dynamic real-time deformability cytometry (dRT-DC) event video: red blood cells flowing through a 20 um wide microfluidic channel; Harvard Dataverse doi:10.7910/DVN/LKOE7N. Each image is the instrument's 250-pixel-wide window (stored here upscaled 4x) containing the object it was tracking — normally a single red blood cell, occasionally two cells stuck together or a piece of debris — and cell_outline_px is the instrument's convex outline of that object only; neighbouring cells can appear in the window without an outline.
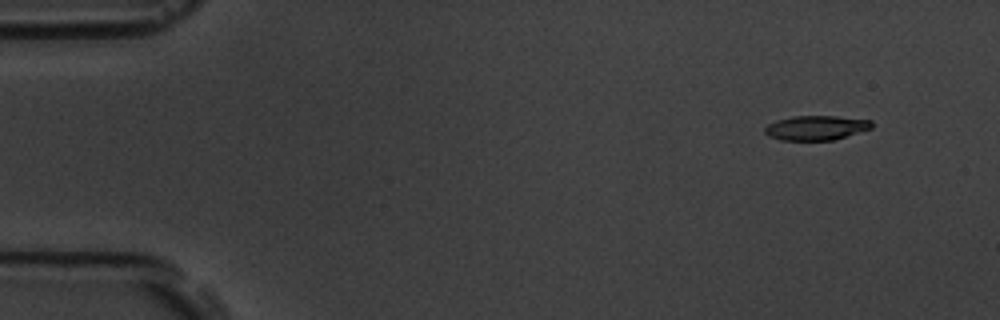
{"species": "common noctule bat (a hibernating species)", "species_latin": "Nyctalus noctula", "temperature_condition": "room temperature", "stored_images_in_passage": 4, "camera_frame_rate_fps": 3000, "um_per_image_px": 0.085, "animal": {"sex": "male", "body_mass_g": 19.5, "forearm_length_mm": 54.6}, "frame": {"image": 1, "passage_image": 1, "time_ms": 0.0, "image_size_px": [1000, 320], "cell_outline_px": [[872, 128], [832, 140], [780, 140], [768, 136], [764, 132], [764, 128], [768, 124], [776, 120], [792, 116], [836, 116], [872, 120]], "centroid_in_image_um": [69.33, 10.86], "position_along_channel_um": 15.7, "area_um2": 15.26}}
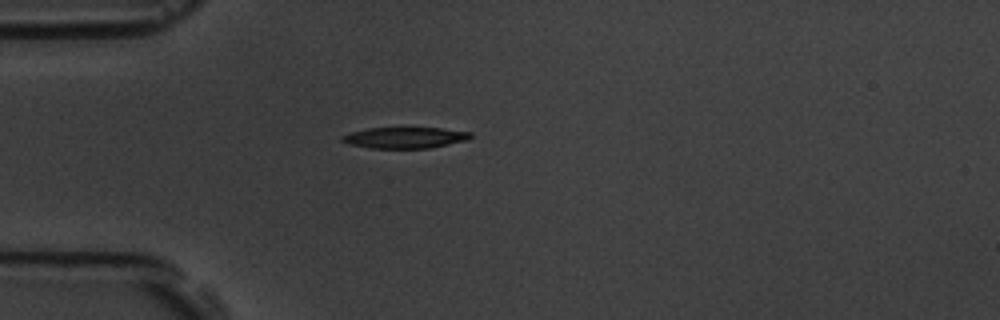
{"frame": {"image": 2, "passage_image": 4, "time_ms": 3.667, "image_size_px": [1000, 320], "cell_outline_px": [[472, 136], [468, 140], [432, 148], [368, 148], [348, 144], [340, 140], [340, 136], [352, 132], [368, 128], [440, 128], [472, 132]], "centroid_in_image_um": [34.42, 11.71], "position_along_channel_um": 50.6, "area_um2": 15.9}}